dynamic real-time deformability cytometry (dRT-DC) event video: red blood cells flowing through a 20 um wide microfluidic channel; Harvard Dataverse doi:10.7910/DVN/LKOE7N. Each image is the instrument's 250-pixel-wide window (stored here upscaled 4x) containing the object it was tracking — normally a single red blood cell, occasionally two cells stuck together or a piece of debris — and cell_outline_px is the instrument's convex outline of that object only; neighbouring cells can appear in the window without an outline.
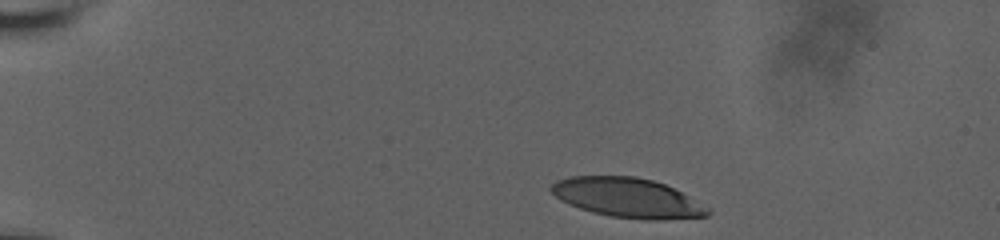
{"species": "human", "species_latin": "Homo sapiens", "temperature_condition": "room temperature", "stored_images_in_passage": 7, "camera_frame_rate_fps": 3000, "um_per_image_px": 0.085, "donor": {"sex": "male"}, "frame": {"image": 1, "passage_image": 1, "time_ms": 0.0, "image_size_px": [1000, 240], "cell_outline_px": [[712, 212], [708, 216], [660, 220], [644, 220], [612, 216], [592, 212], [580, 208], [560, 200], [548, 188], [556, 180], [568, 176], [636, 176], [652, 180], [664, 184], [688, 196], [708, 208]], "centroid_in_image_um": [53.31, 16.81], "position_along_channel_um": 31.7, "area_um2": 35.95}}
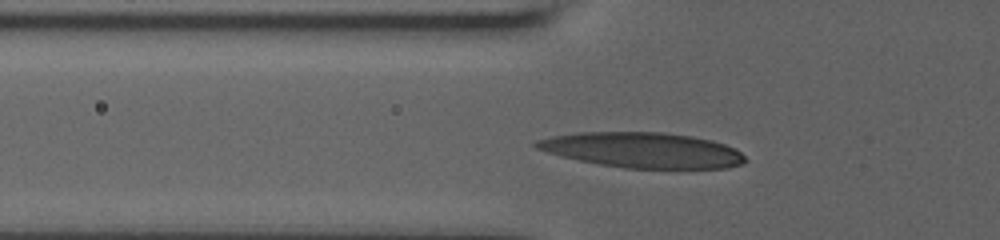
{"frame": {"image": 2, "passage_image": 5, "time_ms": 1.333, "image_size_px": [1000, 240], "cell_outline_px": [[748, 160], [744, 164], [728, 168], [624, 168], [600, 164], [560, 156], [536, 148], [532, 144], [536, 140], [552, 136], [580, 132], [664, 132], [692, 136], [712, 140], [724, 144], [740, 152]], "centroid_in_image_um": [54.63, 12.75], "position_along_channel_um": 71.2, "area_um2": 42.95}}
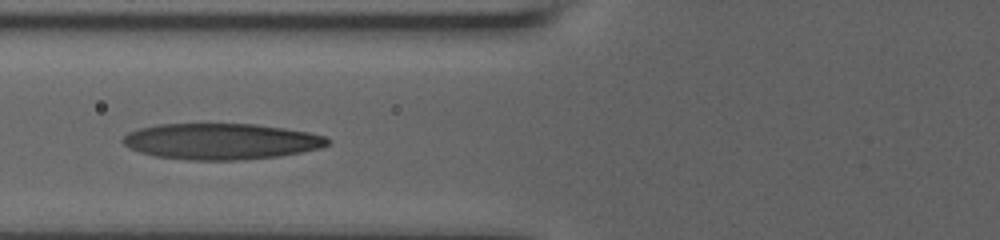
{"frame": {"image": 3, "passage_image": 6, "time_ms": 1.667, "image_size_px": [1000, 240], "cell_outline_px": [[328, 144], [320, 148], [280, 156], [244, 160], [188, 160], [156, 156], [140, 152], [128, 148], [120, 140], [128, 132], [140, 128], [160, 124], [256, 124], [284, 128], [308, 132], [324, 136], [328, 140]], "centroid_in_image_um": [18.76, 12.02], "position_along_channel_um": 107.0, "area_um2": 43.0}}